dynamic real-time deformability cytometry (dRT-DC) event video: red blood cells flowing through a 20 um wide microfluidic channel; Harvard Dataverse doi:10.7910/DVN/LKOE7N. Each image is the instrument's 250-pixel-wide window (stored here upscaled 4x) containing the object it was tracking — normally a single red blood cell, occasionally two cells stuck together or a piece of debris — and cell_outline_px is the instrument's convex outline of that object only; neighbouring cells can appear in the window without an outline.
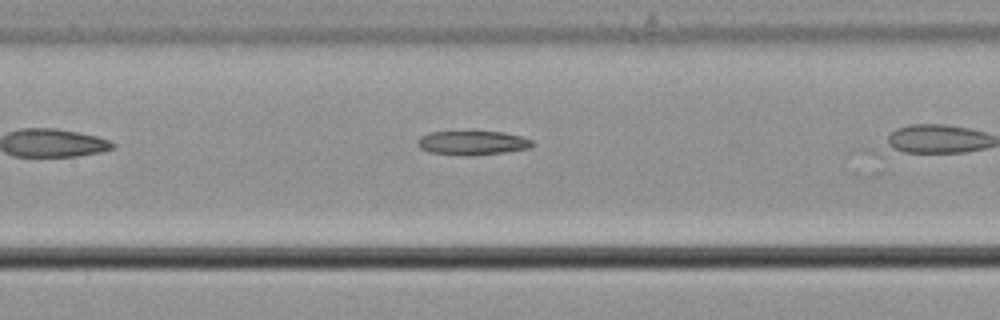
{"species": "common noctule bat (a hibernating species)", "species_latin": "Nyctalus noctula", "temperature_condition": "cold", "stored_images_in_passage": 41, "camera_frame_rate_fps": 3000, "um_per_image_px": 0.085, "animal": {"sex": "male", "body_mass_g": 21.5, "forearm_length_mm": 52.0}, "frame": {"image": 1, "passage_image": 24, "time_ms": 7.667, "image_size_px": [1000, 320], "cell_outline_px": [[532, 144], [528, 148], [504, 152], [428, 152], [420, 148], [416, 144], [416, 140], [420, 136], [428, 132], [468, 128], [472, 128], [504, 132], [520, 136], [532, 140]], "centroid_in_image_um": [40.08, 12.01], "position_along_channel_um": 167.3, "area_um2": 16.07}}